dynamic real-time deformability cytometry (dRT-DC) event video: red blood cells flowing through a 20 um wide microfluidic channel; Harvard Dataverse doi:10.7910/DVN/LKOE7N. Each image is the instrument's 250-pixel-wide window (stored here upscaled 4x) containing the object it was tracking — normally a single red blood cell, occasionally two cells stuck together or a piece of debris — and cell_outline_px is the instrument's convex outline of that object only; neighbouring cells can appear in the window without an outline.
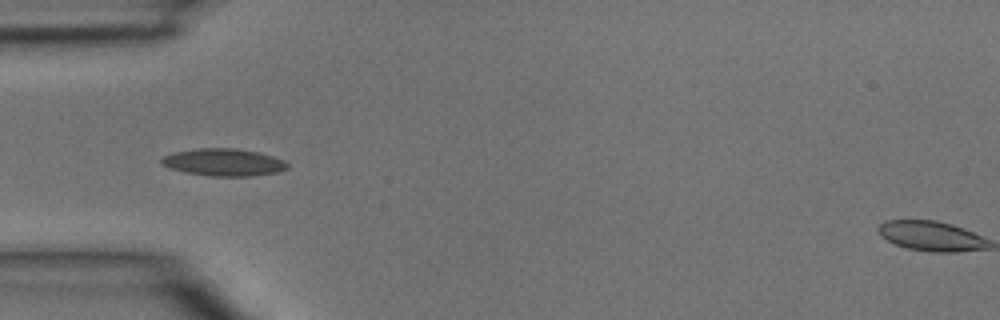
{"species": "common noctule bat (a hibernating species)", "species_latin": "Nyctalus noctula", "temperature_condition": "room temperature", "stored_images_in_passage": 4, "camera_frame_rate_fps": 3000, "um_per_image_px": 0.085, "animal": {"sex": "male", "body_mass_g": 15.6}, "frame": {"image": 1, "passage_image": 4, "time_ms": 1.0, "image_size_px": [1000, 320], "cell_outline_px": [[288, 168], [276, 172], [252, 176], [212, 176], [184, 172], [160, 164], [160, 160], [164, 156], [176, 152], [200, 148], [236, 148], [260, 152], [284, 160], [288, 164]], "centroid_in_image_um": [19.03, 13.79], "position_along_channel_um": 66.0, "area_um2": 19.94}}